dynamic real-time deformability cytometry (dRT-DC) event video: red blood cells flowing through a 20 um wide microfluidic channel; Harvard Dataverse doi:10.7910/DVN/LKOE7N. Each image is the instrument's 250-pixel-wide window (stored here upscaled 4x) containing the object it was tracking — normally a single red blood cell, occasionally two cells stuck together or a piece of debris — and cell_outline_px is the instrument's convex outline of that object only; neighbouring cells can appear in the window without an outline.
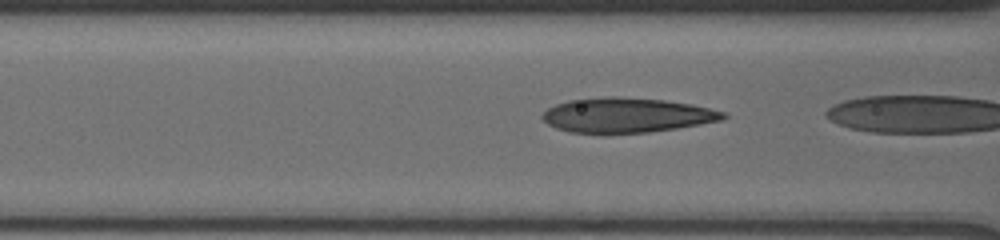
{"species": "human", "species_latin": "Homo sapiens", "temperature_condition": "cold", "stored_images_in_passage": 6, "camera_frame_rate_fps": 3000, "um_per_image_px": 0.085, "donor": {"sex": "male"}, "frame": {"image": 1, "passage_image": 4, "time_ms": 0.667, "image_size_px": [1000, 240], "cell_outline_px": [[728, 116], [724, 120], [676, 128], [648, 132], [604, 136], [600, 136], [568, 132], [556, 128], [548, 124], [540, 116], [548, 108], [556, 104], [568, 100], [604, 96], [616, 96], [664, 100], [692, 104], [728, 112]], "centroid_in_image_um": [53.25, 9.82], "position_along_channel_um": 113.4, "area_um2": 37.74}}